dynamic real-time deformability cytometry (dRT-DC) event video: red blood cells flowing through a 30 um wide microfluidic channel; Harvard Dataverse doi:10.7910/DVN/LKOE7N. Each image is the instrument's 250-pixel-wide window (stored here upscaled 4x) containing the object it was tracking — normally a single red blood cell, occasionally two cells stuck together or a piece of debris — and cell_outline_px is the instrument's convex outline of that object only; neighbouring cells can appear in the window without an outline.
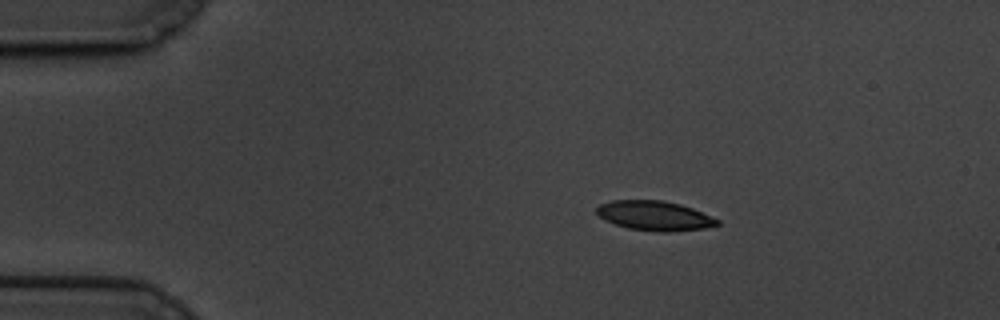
{"species": "common noctule bat (a hibernating species)", "species_latin": "Nyctalus noctula", "temperature_condition": "cold", "stored_images_in_passage": 51, "camera_frame_rate_fps": 3000, "um_per_image_px": 0.085, "animal": {"sex": "male", "body_mass_g": 19.5, "forearm_length_mm": 54.6}, "frame": {"image": 1, "passage_image": 1, "time_ms": 0.0, "image_size_px": [1000, 320], "cell_outline_px": [[720, 224], [704, 228], [672, 232], [656, 232], [628, 228], [604, 220], [596, 212], [596, 208], [600, 204], [612, 200], [664, 200], [680, 204], [692, 208], [720, 220]], "centroid_in_image_um": [55.64, 18.34], "position_along_channel_um": 29.4, "area_um2": 20.87}}
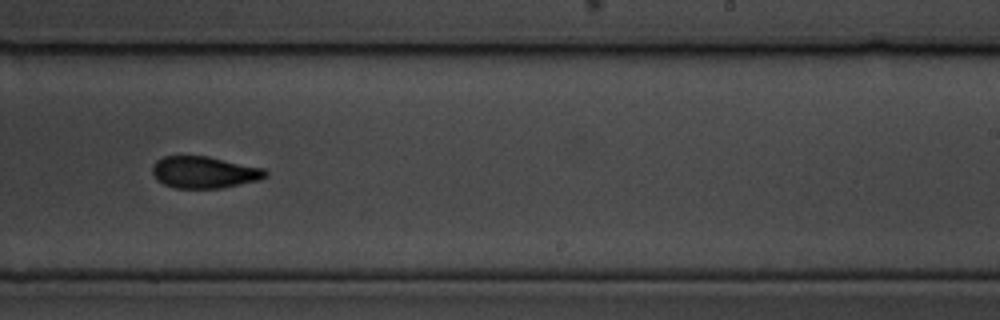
{"frame": {"image": 2, "passage_image": 28, "time_ms": 9.0, "image_size_px": [1000, 320], "cell_outline_px": [[268, 176], [260, 180], [220, 188], [176, 188], [164, 184], [156, 180], [152, 172], [152, 164], [156, 160], [164, 156], [208, 156], [264, 168], [268, 172]], "centroid_in_image_um": [17.36, 14.64], "position_along_channel_um": 271.6, "area_um2": 21.1}}
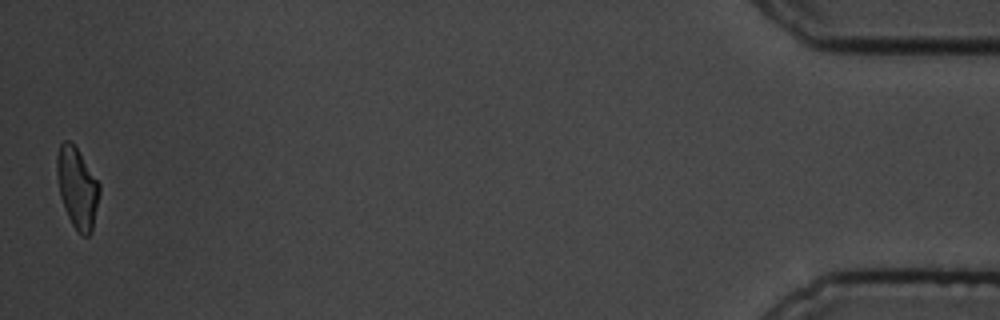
{"frame": {"image": 3, "passage_image": 50, "time_ms": 16.333, "image_size_px": [1000, 320], "cell_outline_px": [[100, 192], [92, 232], [88, 236], [80, 236], [76, 232], [64, 208], [60, 196], [56, 176], [56, 156], [60, 144], [64, 140], [68, 140], [76, 148], [100, 184]], "centroid_in_image_um": [6.55, 16.01], "position_along_channel_um": 428.6, "area_um2": 20.11}, "authors_computed_cell_mechanics": {"area_um2": 21.2704, "velocity_mm_per_s": 3.3381, "shape_relaxation_time_tau1_ms": 2.885, "shape_relaxation_time_tau2_ms": 4.4908, "deformation_change_tau1": 0.1149, "deformation_change_tau2": 0.0879}}